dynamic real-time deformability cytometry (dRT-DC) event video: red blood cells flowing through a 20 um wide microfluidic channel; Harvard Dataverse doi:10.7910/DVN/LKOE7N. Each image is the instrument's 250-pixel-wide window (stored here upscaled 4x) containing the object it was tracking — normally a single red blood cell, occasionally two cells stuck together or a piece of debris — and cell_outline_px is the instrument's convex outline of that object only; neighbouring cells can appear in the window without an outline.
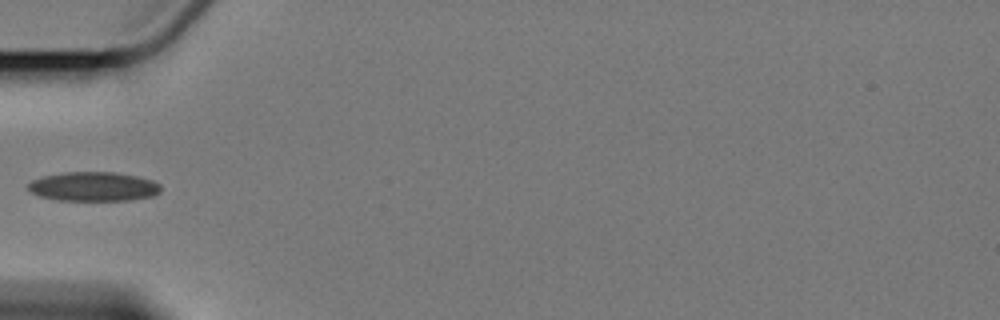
{"species": "Egyptian fruit bat (a non-hibernating species)", "species_latin": "Rousettus aegyptiacus", "temperature_condition": "cold", "stored_images_in_passage": 12, "camera_frame_rate_fps": 3000, "um_per_image_px": 0.085, "animal": {"sex": "female"}, "frame": {"image": 1, "passage_image": 4, "time_ms": 5.0, "image_size_px": [1000, 320], "cell_outline_px": [[160, 192], [152, 196], [128, 200], [56, 200], [40, 196], [28, 192], [28, 184], [32, 180], [40, 176], [64, 172], [116, 172], [140, 176], [152, 180], [160, 184]], "centroid_in_image_um": [7.92, 15.84], "position_along_channel_um": 77.1, "area_um2": 22.83}}
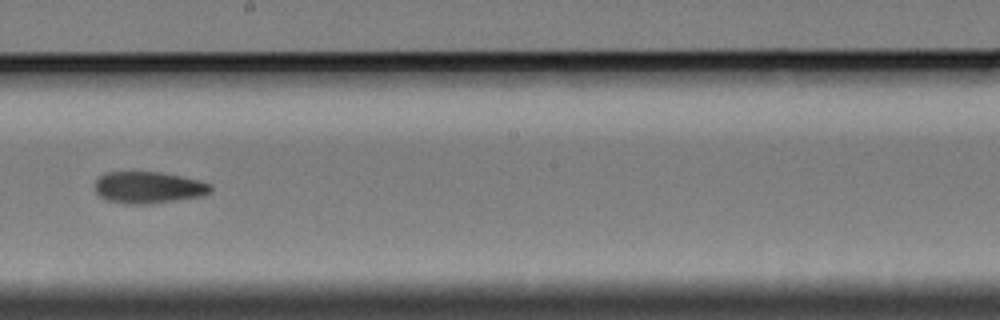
{"frame": {"image": 2, "passage_image": 8, "time_ms": 9.667, "image_size_px": [1000, 320], "cell_outline_px": [[212, 192], [204, 196], [148, 204], [124, 204], [108, 200], [100, 196], [96, 192], [96, 180], [104, 172], [160, 172], [200, 180], [212, 184]], "centroid_in_image_um": [12.66, 15.94], "position_along_channel_um": 235.5, "area_um2": 21.5}}
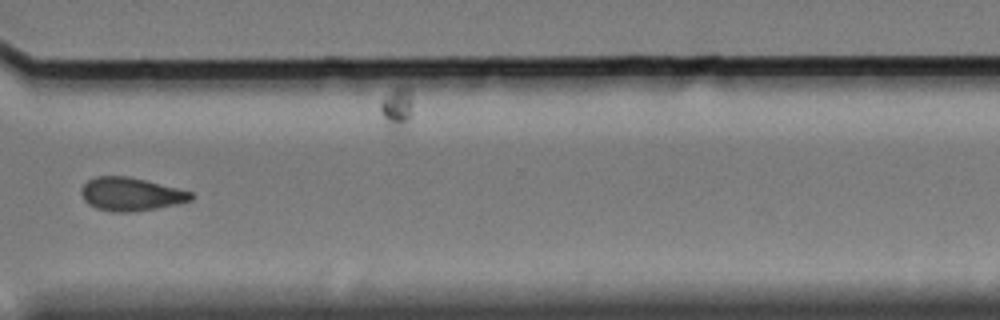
{"frame": {"image": 3, "passage_image": 11, "time_ms": 13.333, "image_size_px": [1000, 320], "cell_outline_px": [[192, 200], [180, 204], [136, 212], [116, 212], [96, 208], [88, 204], [84, 200], [80, 192], [80, 188], [88, 180], [96, 176], [128, 176], [192, 192]], "centroid_in_image_um": [11.1, 16.51], "position_along_channel_um": 359.5, "area_um2": 21.33}, "authors_computed_cell_mechanics": {"area_um2": 21.7328, "velocity_mm_per_s": 3.3952, "shape_relaxation_time_tau1_ms": 7.1914, "shape_relaxation_time_tau2_ms": 4.7631, "deformation_change_tau1": 0.1224, "deformation_change_tau2": 0.1041}}